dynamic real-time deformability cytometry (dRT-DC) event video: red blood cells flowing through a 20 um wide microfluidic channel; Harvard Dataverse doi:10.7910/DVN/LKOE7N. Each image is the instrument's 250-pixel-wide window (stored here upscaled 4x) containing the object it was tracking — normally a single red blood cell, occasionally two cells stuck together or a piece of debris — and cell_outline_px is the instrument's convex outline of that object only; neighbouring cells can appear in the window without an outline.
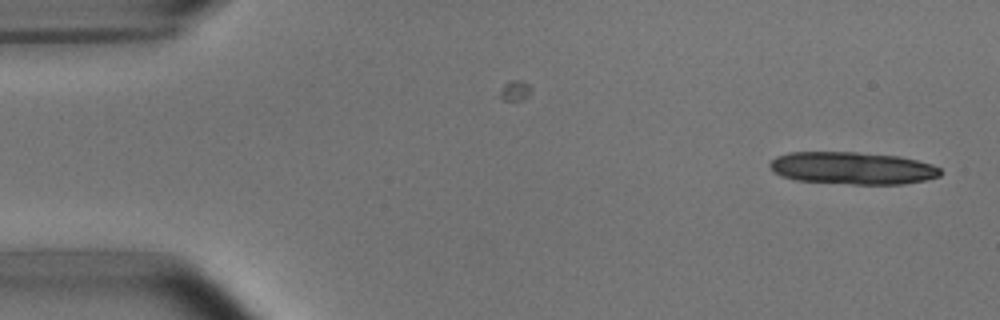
{"species": "common noctule bat (a hibernating species)", "species_latin": "Nyctalus noctula", "temperature_condition": "room temperature", "stored_images_in_passage": 3, "camera_frame_rate_fps": 3000, "um_per_image_px": 0.085, "animal": {"sex": "male", "body_mass_g": 15.6}, "frame": {"image": 1, "passage_image": 3, "time_ms": 2.333, "image_size_px": [1000, 320], "cell_outline_px": [[940, 176], [924, 180], [904, 184], [852, 184], [796, 180], [780, 176], [772, 172], [768, 164], [776, 156], [788, 152], [856, 152], [900, 156], [932, 164], [940, 168]], "centroid_in_image_um": [72.42, 14.29], "position_along_channel_um": 12.6, "area_um2": 32.31}}